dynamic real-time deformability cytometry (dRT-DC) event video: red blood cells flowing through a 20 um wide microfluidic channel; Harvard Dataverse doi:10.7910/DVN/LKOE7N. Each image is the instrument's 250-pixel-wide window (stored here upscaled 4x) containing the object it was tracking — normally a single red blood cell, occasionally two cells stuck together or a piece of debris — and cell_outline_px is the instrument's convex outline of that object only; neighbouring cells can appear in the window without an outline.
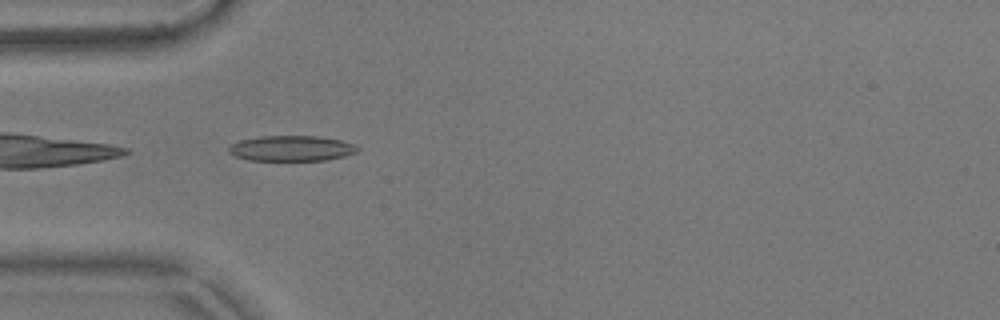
{"species": "common noctule bat (a hibernating species)", "species_latin": "Nyctalus noctula", "temperature_condition": "warm", "stored_images_in_passage": 39, "camera_frame_rate_fps": 3000, "um_per_image_px": 0.085, "animal": {"sex": "male", "body_mass_g": 17.9}, "frame": {"image": 1, "passage_image": 1, "time_ms": 0.0, "image_size_px": [1000, 320], "cell_outline_px": [[360, 148], [356, 152], [344, 156], [328, 160], [248, 160], [236, 156], [228, 152], [228, 148], [232, 144], [240, 140], [260, 136], [316, 136], [340, 140], [352, 144]], "centroid_in_image_um": [24.76, 12.61], "position_along_channel_um": 60.2, "area_um2": 18.96}, "authors_computed_cell_mechanics": {"area_um2": 18.0914, "velocity_mm_per_s": 3.7183, "shape_relaxation_time_tau1_ms": null, "shape_relaxation_time_tau2_ms": 1.9857, "deformation_change_tau1": null, "deformation_change_tau2": 0.0831}}